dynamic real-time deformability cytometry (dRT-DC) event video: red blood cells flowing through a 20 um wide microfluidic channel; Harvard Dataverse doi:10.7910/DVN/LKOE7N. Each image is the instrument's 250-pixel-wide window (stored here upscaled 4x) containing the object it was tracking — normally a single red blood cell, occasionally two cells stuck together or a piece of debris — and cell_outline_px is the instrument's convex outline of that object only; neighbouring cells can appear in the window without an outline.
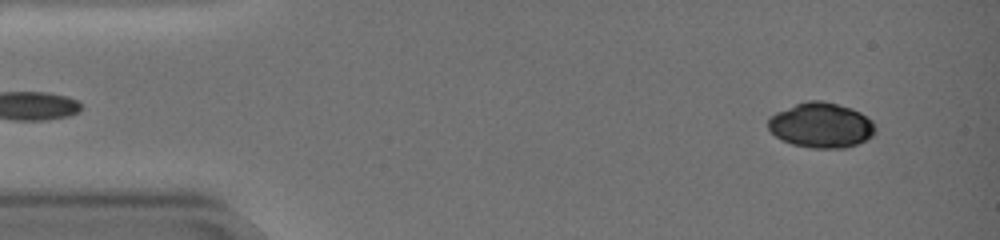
{"species": "common noctule bat (a hibernating species)", "species_latin": "Nyctalus noctula", "temperature_condition": "warm", "stored_images_in_passage": 54, "camera_frame_rate_fps": 3000, "um_per_image_px": 0.085, "animal": {"sex": "female", "body_mass_g": 19.0, "forearm_length_mm": 51.5}, "frame": {"image": 1, "passage_image": 4, "time_ms": 1.0, "image_size_px": [1000, 240], "cell_outline_px": [[876, 132], [872, 136], [856, 144], [844, 148], [812, 148], [792, 144], [780, 140], [768, 128], [768, 120], [776, 112], [796, 104], [808, 100], [824, 100], [852, 108], [860, 112], [872, 120], [876, 128]], "centroid_in_image_um": [69.8, 10.64], "position_along_channel_um": 15.2, "area_um2": 28.21}}
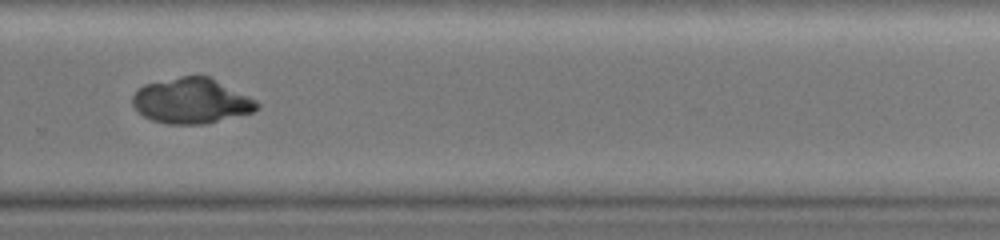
{"frame": {"image": 2, "passage_image": 38, "time_ms": 12.333, "image_size_px": [1000, 240], "cell_outline_px": [[260, 108], [252, 112], [204, 124], [168, 124], [152, 120], [144, 116], [132, 104], [132, 96], [144, 84], [180, 76], [208, 76], [256, 100], [260, 104]], "centroid_in_image_um": [16.26, 8.58], "position_along_channel_um": 313.5, "area_um2": 32.54}}
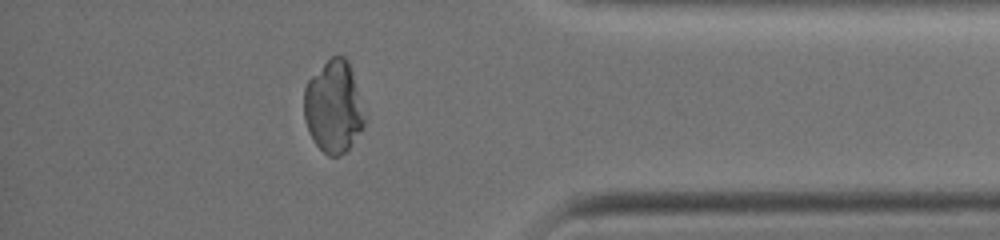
{"frame": {"image": 3, "passage_image": 47, "time_ms": 15.333, "image_size_px": [1000, 240], "cell_outline_px": [[368, 116], [364, 128], [348, 148], [340, 156], [328, 156], [316, 144], [308, 132], [304, 120], [304, 88], [308, 80], [332, 56], [344, 56], [348, 60]], "centroid_in_image_um": [28.39, 9.1], "position_along_channel_um": 406.8, "area_um2": 32.95}}